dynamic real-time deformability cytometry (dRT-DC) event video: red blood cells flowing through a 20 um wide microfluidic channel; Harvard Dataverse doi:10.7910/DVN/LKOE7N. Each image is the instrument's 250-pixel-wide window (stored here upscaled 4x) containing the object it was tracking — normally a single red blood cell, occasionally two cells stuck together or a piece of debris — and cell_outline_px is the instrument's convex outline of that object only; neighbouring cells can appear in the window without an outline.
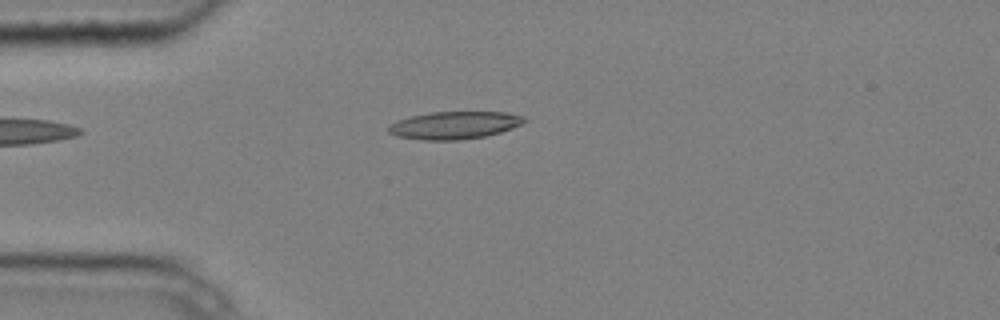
{"species": "common noctule bat (a hibernating species)", "species_latin": "Nyctalus noctula", "temperature_condition": "cold", "stored_images_in_passage": 6, "camera_frame_rate_fps": 3000, "um_per_image_px": 0.085, "animal": {"sex": "male", "body_mass_g": 20.4}, "frame": {"image": 1, "passage_image": 3, "time_ms": 0.667, "image_size_px": [1000, 320], "cell_outline_px": [[528, 120], [524, 124], [500, 132], [484, 136], [460, 140], [420, 140], [396, 136], [388, 132], [388, 124], [396, 120], [412, 116], [432, 112], [508, 112], [524, 116]], "centroid_in_image_um": [38.63, 10.64], "position_along_channel_um": 46.4, "area_um2": 22.02}}
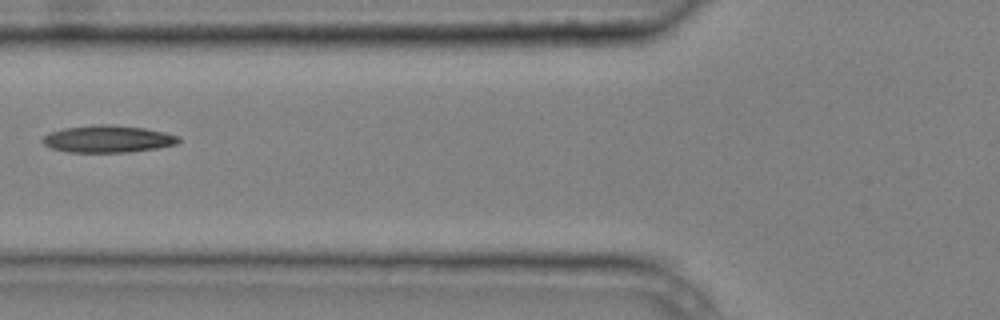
{"frame": {"image": 2, "passage_image": 5, "time_ms": 1.333, "image_size_px": [1000, 320], "cell_outline_px": [[180, 140], [176, 144], [156, 148], [128, 152], [68, 152], [52, 148], [44, 144], [40, 140], [48, 132], [64, 128], [92, 124], [112, 124], [144, 128], [164, 132], [180, 136]], "centroid_in_image_um": [9.14, 11.8], "position_along_channel_um": 116.7, "area_um2": 21.62}}
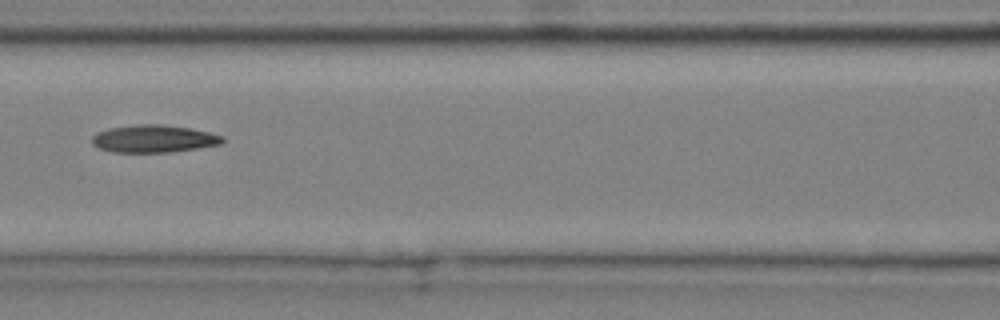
{"frame": {"image": 3, "passage_image": 6, "time_ms": 1.667, "image_size_px": [1000, 320], "cell_outline_px": [[224, 140], [220, 144], [172, 152], [112, 152], [100, 148], [92, 144], [92, 136], [96, 132], [108, 128], [140, 124], [160, 124], [192, 128], [224, 136]], "centroid_in_image_um": [13.05, 11.79], "position_along_channel_um": 153.5, "area_um2": 20.92}}